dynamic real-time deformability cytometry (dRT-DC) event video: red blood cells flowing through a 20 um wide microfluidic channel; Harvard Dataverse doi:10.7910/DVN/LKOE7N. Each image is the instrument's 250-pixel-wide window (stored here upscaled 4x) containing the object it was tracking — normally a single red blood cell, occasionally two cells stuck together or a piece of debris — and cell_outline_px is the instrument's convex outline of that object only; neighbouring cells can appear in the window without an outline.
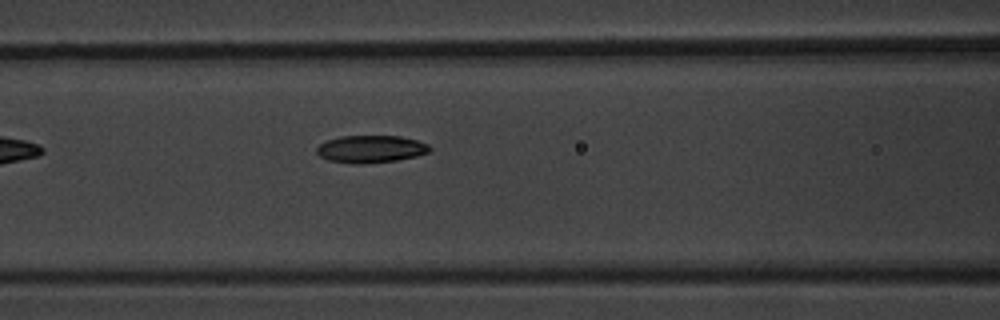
{"species": "common noctule bat (a hibernating species)", "species_latin": "Nyctalus noctula", "temperature_condition": "warm", "stored_images_in_passage": 9, "camera_frame_rate_fps": 3000, "um_per_image_px": 0.085, "animal": {"sex": "male", "body_mass_g": 20.1, "forearm_length_mm": 53.5}, "frame": {"image": 1, "passage_image": 9, "time_ms": 10.333, "image_size_px": [1000, 320], "cell_outline_px": [[432, 148], [428, 152], [416, 156], [396, 160], [360, 164], [352, 164], [328, 160], [320, 156], [316, 152], [316, 148], [320, 144], [328, 140], [340, 136], [400, 136], [416, 140], [428, 144]], "centroid_in_image_um": [31.5, 12.67], "position_along_channel_um": 135.1, "area_um2": 17.98}}